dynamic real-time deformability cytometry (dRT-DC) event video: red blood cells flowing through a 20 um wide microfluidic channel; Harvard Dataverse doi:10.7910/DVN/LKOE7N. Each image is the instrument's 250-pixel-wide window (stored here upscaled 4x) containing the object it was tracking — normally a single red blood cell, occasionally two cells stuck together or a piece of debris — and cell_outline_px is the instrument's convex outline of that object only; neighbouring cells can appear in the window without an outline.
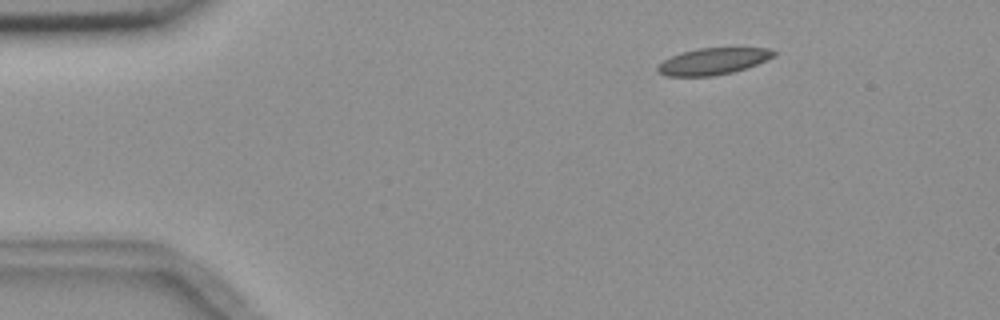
{"species": "common noctule bat (a hibernating species)", "species_latin": "Nyctalus noctula", "temperature_condition": "room temperature", "stored_images_in_passage": 5, "camera_frame_rate_fps": 3000, "um_per_image_px": 0.085, "animal": {"sex": "female", "body_mass_g": 18.4}, "frame": {"image": 1, "passage_image": 3, "time_ms": 2.333, "image_size_px": [1000, 320], "cell_outline_px": [[776, 52], [772, 56], [756, 64], [732, 72], [712, 76], [668, 76], [656, 72], [656, 68], [664, 60], [672, 56], [684, 52], [700, 48], [768, 48]], "centroid_in_image_um": [60.56, 5.22], "position_along_channel_um": 24.4, "area_um2": 17.57}}